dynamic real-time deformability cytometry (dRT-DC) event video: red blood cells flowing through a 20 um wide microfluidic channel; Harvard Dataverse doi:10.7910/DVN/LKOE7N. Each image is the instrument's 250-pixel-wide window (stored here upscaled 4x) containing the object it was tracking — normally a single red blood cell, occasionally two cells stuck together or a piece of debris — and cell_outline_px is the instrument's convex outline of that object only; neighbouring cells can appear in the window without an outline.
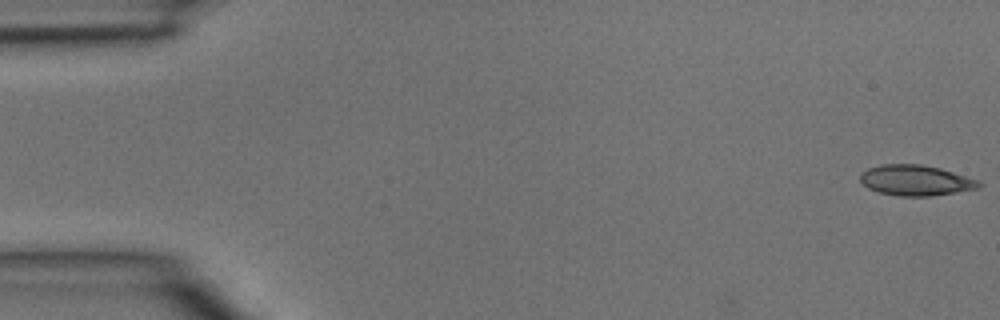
{"species": "common noctule bat (a hibernating species)", "species_latin": "Nyctalus noctula", "temperature_condition": "room temperature", "stored_images_in_passage": 4, "segment_of_instrument_passage": [1, 2], "camera_frame_rate_fps": 3000, "um_per_image_px": 0.085, "animal": {"sex": "male", "body_mass_g": 15.6}, "frame": {"image": 1, "passage_image": 1, "time_ms": 0.0, "image_size_px": [1000, 320], "cell_outline_px": [[984, 184], [980, 188], [932, 196], [896, 196], [880, 192], [868, 188], [860, 180], [860, 172], [868, 168], [884, 164], [920, 164], [940, 168], [980, 180]], "centroid_in_image_um": [77.87, 15.33], "position_along_channel_um": 7.1, "area_um2": 21.27}}